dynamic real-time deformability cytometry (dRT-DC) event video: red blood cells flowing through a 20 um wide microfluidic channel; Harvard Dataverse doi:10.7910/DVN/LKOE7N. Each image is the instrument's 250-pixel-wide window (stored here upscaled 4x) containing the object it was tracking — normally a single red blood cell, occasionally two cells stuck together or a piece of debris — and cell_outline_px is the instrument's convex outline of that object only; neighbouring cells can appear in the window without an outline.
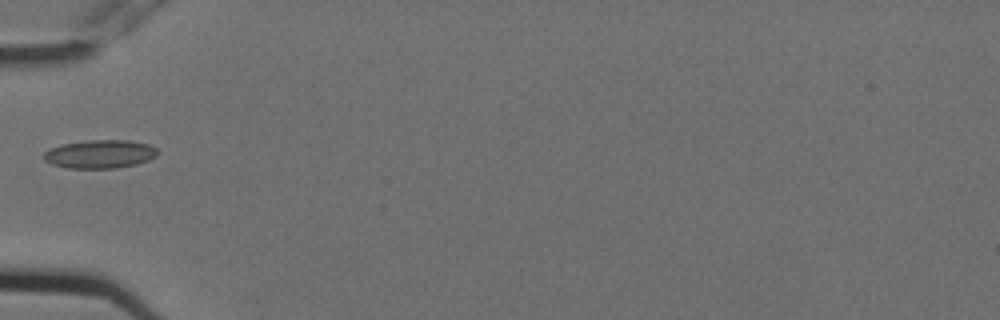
{"species": "Egyptian fruit bat (a non-hibernating species)", "species_latin": "Rousettus aegyptiacus", "temperature_condition": "cold", "stored_images_in_passage": 2, "camera_frame_rate_fps": 3000, "um_per_image_px": 0.085, "animal": {"sex": "female"}, "frame": {"image": 1, "passage_image": 2, "time_ms": 0.333, "image_size_px": [1000, 320], "cell_outline_px": [[156, 156], [148, 160], [136, 164], [116, 168], [68, 168], [52, 164], [44, 160], [44, 152], [48, 148], [60, 144], [88, 140], [128, 140], [148, 144], [156, 148]], "centroid_in_image_um": [8.45, 13.09], "position_along_channel_um": 76.5, "area_um2": 18.84}}